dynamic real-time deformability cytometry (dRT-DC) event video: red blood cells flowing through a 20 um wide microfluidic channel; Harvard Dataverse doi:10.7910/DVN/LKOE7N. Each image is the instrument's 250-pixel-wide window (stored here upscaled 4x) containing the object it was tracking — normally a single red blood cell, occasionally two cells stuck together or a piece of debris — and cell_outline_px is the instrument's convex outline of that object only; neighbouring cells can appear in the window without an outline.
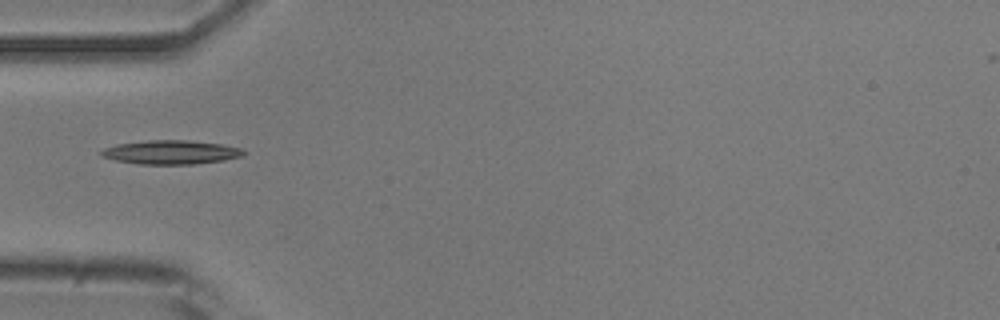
{"species": "common noctule bat (a hibernating species)", "species_latin": "Nyctalus noctula", "temperature_condition": "room temperature", "stored_images_in_passage": 5, "camera_frame_rate_fps": 3000, "um_per_image_px": 0.085, "animal": {"sex": "male", "body_mass_g": 20.5, "forearm_length_mm": 52.5}, "frame": {"image": 1, "passage_image": 5, "time_ms": 1.333, "image_size_px": [1000, 320], "cell_outline_px": [[248, 152], [240, 156], [224, 160], [192, 164], [140, 164], [116, 160], [100, 156], [100, 152], [104, 148], [116, 144], [148, 140], [188, 140], [220, 144], [240, 148]], "centroid_in_image_um": [14.51, 12.93], "position_along_channel_um": 70.5, "area_um2": 19.71}}